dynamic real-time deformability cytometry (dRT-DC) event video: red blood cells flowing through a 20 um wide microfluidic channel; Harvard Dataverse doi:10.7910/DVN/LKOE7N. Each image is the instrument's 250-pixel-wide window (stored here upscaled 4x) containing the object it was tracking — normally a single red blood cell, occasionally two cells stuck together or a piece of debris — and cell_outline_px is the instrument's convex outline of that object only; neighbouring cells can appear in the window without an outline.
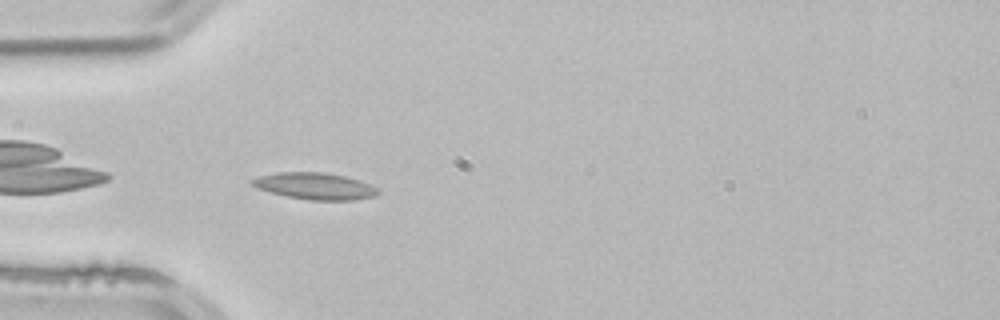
{"species": "common noctule bat (a hibernating species)", "species_latin": "Nyctalus noctula", "temperature_condition": "room temperature", "stored_images_in_passage": 30, "camera_frame_rate_fps": 3000, "um_per_image_px": 0.085, "animal": {"sex": "male", "body_mass_g": 21.5, "forearm_length_mm": 52.0}, "frame": {"image": 1, "passage_image": 1, "time_ms": 0.0, "image_size_px": [1000, 320], "cell_outline_px": [[380, 192], [376, 196], [356, 200], [308, 200], [288, 196], [256, 188], [252, 184], [252, 180], [260, 176], [280, 172], [324, 172], [344, 176], [360, 180], [380, 188]], "centroid_in_image_um": [26.86, 15.82], "position_along_channel_um": 58.1, "area_um2": 19.54}, "authors_computed_cell_mechanics": {"area_um2": 17.1377, "velocity_mm_per_s": 3.8695, "shape_relaxation_time_tau1_ms": 9.4042, "shape_relaxation_time_tau2_ms": 2.7391, "deformation_change_tau1": 0.1827, "deformation_change_tau2": 0.0931}}